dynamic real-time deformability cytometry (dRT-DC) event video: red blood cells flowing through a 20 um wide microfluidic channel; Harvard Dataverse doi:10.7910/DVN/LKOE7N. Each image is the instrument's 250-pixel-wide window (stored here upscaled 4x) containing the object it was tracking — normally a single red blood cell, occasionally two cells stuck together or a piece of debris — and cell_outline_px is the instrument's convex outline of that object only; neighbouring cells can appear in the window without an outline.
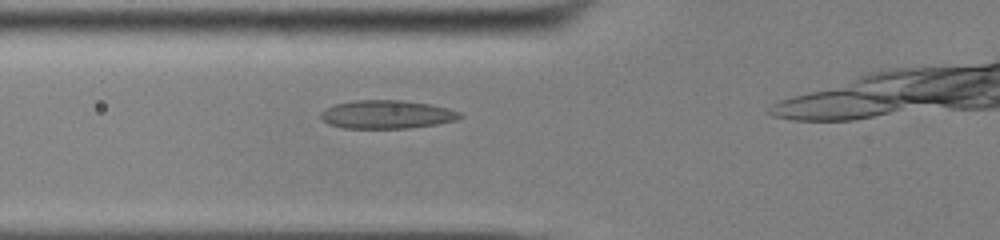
{"species": "common noctule bat (a hibernating species)", "species_latin": "Nyctalus noctula", "temperature_condition": "cold", "stored_images_in_passage": 7, "camera_frame_rate_fps": 3000, "um_per_image_px": 0.085, "animal": {"sex": "male", "body_mass_g": 13.0, "forearm_length_mm": 53.1}, "frame": {"image": 1, "passage_image": 3, "time_ms": 0.667, "image_size_px": [1000, 240], "cell_outline_px": [[464, 116], [456, 120], [436, 124], [408, 128], [344, 128], [328, 124], [320, 116], [320, 112], [324, 108], [336, 104], [356, 100], [400, 100], [432, 104], [448, 108], [460, 112]], "centroid_in_image_um": [32.88, 9.72], "position_along_channel_um": 92.9, "area_um2": 23.06}}
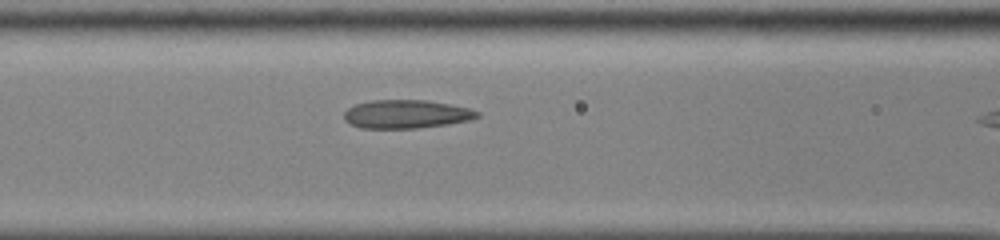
{"frame": {"image": 2, "passage_image": 6, "time_ms": 1.667, "image_size_px": [1000, 240], "cell_outline_px": [[480, 116], [468, 120], [448, 124], [416, 128], [360, 128], [344, 120], [344, 112], [348, 108], [356, 104], [372, 100], [424, 100], [448, 104], [468, 108], [480, 112]], "centroid_in_image_um": [34.51, 9.7], "position_along_channel_um": 132.1, "area_um2": 21.91}}